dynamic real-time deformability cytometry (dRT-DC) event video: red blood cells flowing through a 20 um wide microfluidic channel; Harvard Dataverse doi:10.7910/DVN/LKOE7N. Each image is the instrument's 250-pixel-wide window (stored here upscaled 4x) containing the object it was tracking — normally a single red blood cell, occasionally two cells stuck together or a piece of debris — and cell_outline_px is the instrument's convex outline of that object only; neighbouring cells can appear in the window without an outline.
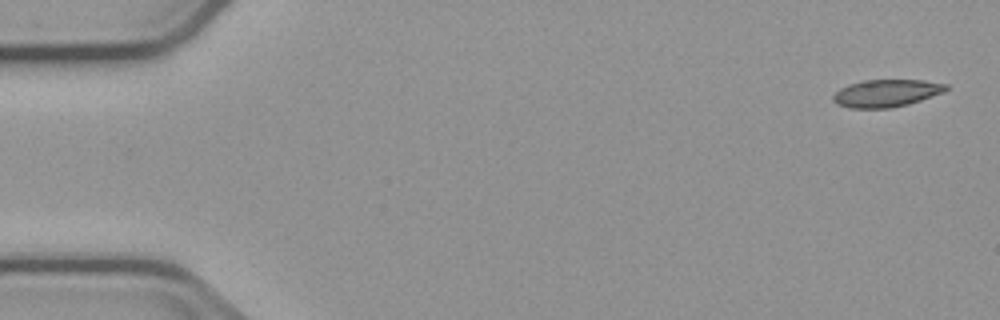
{"species": "common noctule bat (a hibernating species)", "species_latin": "Nyctalus noctula", "temperature_condition": "cold", "stored_images_in_passage": 4, "camera_frame_rate_fps": 3000, "um_per_image_px": 0.085, "animal": {"sex": "male", "body_mass_g": 23.1, "forearm_length_mm": 52.7}, "frame": {"image": 1, "passage_image": 1, "time_ms": 0.0, "image_size_px": [1000, 320], "cell_outline_px": [[948, 88], [944, 92], [908, 104], [888, 108], [848, 108], [836, 104], [832, 100], [832, 96], [840, 88], [848, 84], [864, 80], [924, 80], [948, 84]], "centroid_in_image_um": [75.31, 7.92], "position_along_channel_um": 9.7, "area_um2": 18.09}}
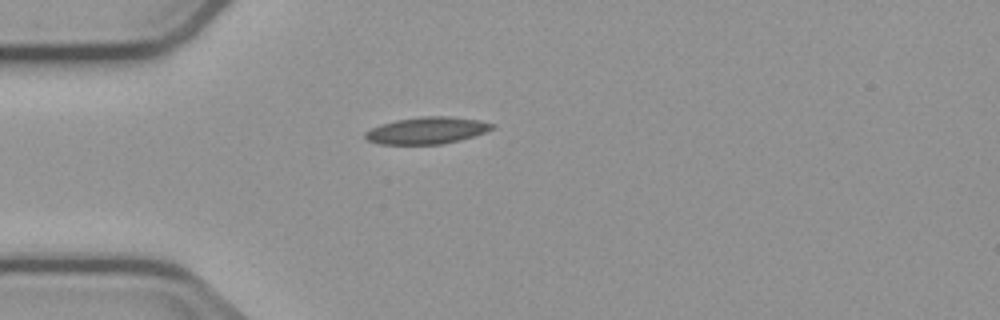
{"frame": {"image": 2, "passage_image": 4, "time_ms": 4.333, "image_size_px": [1000, 320], "cell_outline_px": [[496, 128], [460, 140], [440, 144], [380, 144], [368, 140], [364, 136], [364, 132], [380, 124], [396, 120], [420, 116], [448, 116], [480, 120], [496, 124]], "centroid_in_image_um": [36.3, 11.08], "position_along_channel_um": 48.7, "area_um2": 19.88}}